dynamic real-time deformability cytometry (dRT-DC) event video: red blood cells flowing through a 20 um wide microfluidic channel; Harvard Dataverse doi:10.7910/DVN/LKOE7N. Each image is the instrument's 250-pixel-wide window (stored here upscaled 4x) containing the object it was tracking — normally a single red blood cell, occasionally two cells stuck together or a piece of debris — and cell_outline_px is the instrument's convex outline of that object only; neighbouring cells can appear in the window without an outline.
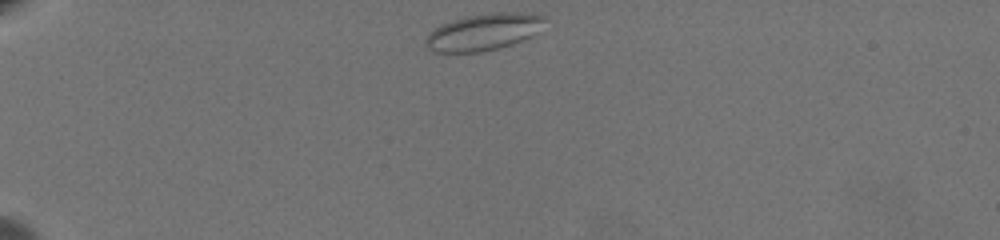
{"species": "common noctule bat (a hibernating species)", "species_latin": "Nyctalus noctula", "temperature_condition": "warm", "stored_images_in_passage": 40, "camera_frame_rate_fps": 3000, "um_per_image_px": 0.085, "animal": {"sex": "female", "body_mass_g": 19.5, "forearm_length_mm": 54.1}, "frame": {"image": 1, "passage_image": 1, "time_ms": 0.0, "image_size_px": [1000, 240], "cell_outline_px": [[544, 20], [536, 32], [532, 36], [512, 44], [480, 52], [436, 52], [428, 48], [424, 44], [424, 40], [428, 32], [452, 20], [468, 16], [492, 12], [520, 12], [544, 16]], "centroid_in_image_um": [41.06, 2.72], "position_along_channel_um": 43.9, "area_um2": 25.2}}
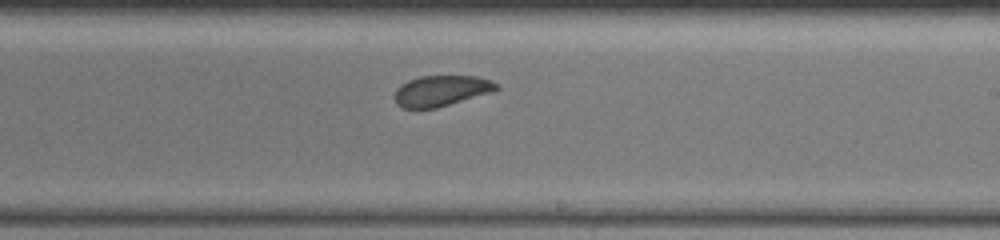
{"frame": {"image": 2, "passage_image": 24, "time_ms": 7.667, "image_size_px": [1000, 240], "cell_outline_px": [[500, 88], [492, 92], [436, 108], [400, 108], [396, 104], [396, 88], [400, 84], [408, 80], [420, 76], [480, 76], [492, 80]], "centroid_in_image_um": [37.51, 7.71], "position_along_channel_um": 251.5, "area_um2": 18.26}}
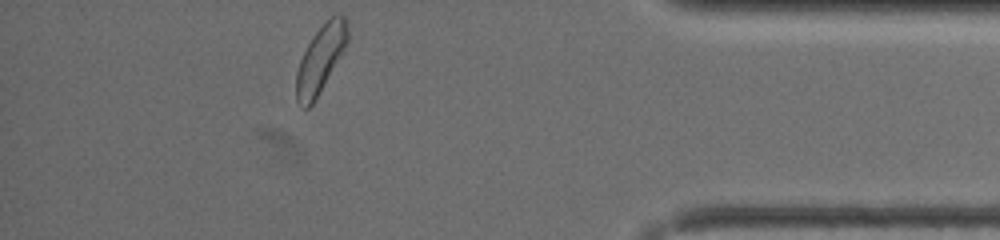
{"frame": {"image": 3, "passage_image": 40, "time_ms": 13.0, "image_size_px": [1000, 240], "cell_outline_px": [[348, 40], [344, 48], [312, 104], [308, 108], [304, 108], [296, 100], [296, 72], [300, 60], [312, 36], [336, 12], [344, 16], [348, 32]], "centroid_in_image_um": [27.22, 5.0], "position_along_channel_um": 408.0, "area_um2": 19.31}, "authors_computed_cell_mechanics": {"area_um2": 19.4497, "velocity_mm_per_s": 3.4753, "shape_relaxation_time_tau1_ms": null, "shape_relaxation_time_tau2_ms": 5.1184, "deformation_change_tau1": null, "deformation_change_tau2": 0.1049}}